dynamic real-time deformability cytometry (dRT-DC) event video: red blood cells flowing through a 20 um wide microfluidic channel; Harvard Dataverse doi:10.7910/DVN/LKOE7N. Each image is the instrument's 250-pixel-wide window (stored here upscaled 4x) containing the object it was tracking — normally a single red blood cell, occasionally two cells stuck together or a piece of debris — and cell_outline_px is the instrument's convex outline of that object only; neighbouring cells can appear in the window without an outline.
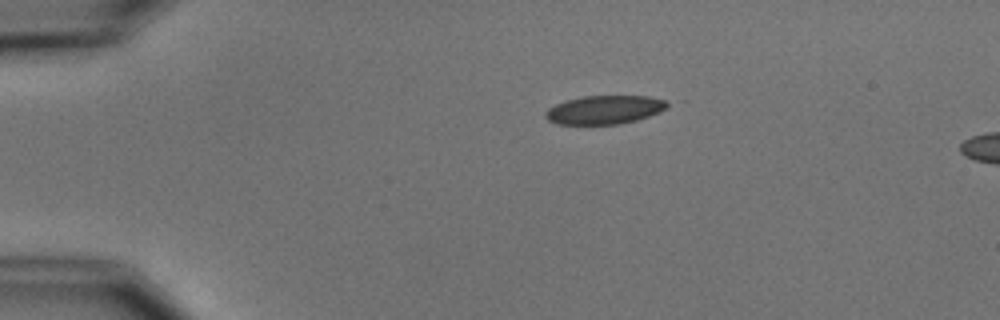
{"species": "common noctule bat (a hibernating species)", "species_latin": "Nyctalus noctula", "temperature_condition": "cold", "stored_images_in_passage": 3, "camera_frame_rate_fps": 3000, "um_per_image_px": 0.085, "animal": {"sex": "male", "body_mass_g": 15.6}, "frame": {"image": 1, "passage_image": 1, "time_ms": 0.0, "image_size_px": [1000, 320], "cell_outline_px": [[668, 104], [660, 112], [636, 120], [620, 124], [556, 124], [548, 120], [544, 116], [544, 112], [548, 108], [556, 104], [568, 100], [584, 96], [648, 96], [664, 100]], "centroid_in_image_um": [51.34, 9.33], "position_along_channel_um": 33.7, "area_um2": 20.11}}